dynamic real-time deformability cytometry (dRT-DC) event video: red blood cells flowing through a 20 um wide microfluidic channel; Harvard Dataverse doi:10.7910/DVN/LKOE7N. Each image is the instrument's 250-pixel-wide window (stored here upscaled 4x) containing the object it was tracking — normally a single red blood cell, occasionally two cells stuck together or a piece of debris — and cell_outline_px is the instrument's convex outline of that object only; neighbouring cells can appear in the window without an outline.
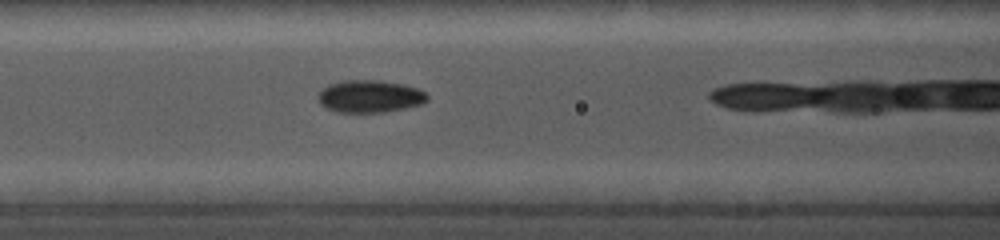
{"species": "common noctule bat (a hibernating species)", "species_latin": "Nyctalus noctula", "temperature_condition": "cold", "stored_images_in_passage": 21, "camera_frame_rate_fps": 5000, "um_per_image_px": 0.085, "animal": {"sex": "female", "body_mass_g": 19.0, "forearm_length_mm": 56.7}, "frame": {"image": 1, "passage_image": 5, "time_ms": 2.2, "image_size_px": [1000, 240], "cell_outline_px": [[428, 100], [424, 104], [384, 112], [340, 112], [328, 108], [320, 104], [320, 92], [328, 84], [348, 80], [376, 80], [400, 84], [416, 88], [424, 92], [428, 96]], "centroid_in_image_um": [31.47, 8.19], "position_along_channel_um": 135.1, "area_um2": 20.23}}
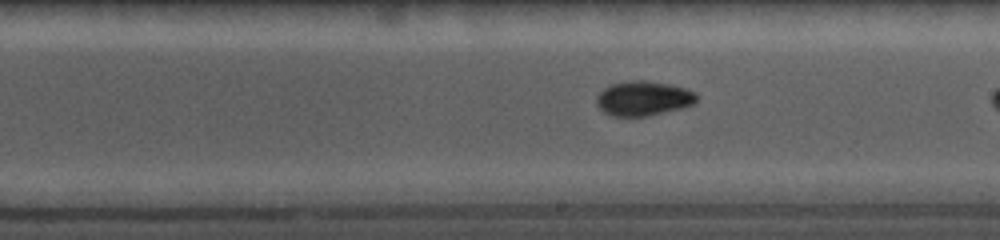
{"frame": {"image": 2, "passage_image": 10, "time_ms": 4.8, "image_size_px": [1000, 240], "cell_outline_px": [[696, 100], [692, 104], [680, 108], [648, 116], [612, 116], [604, 112], [596, 104], [596, 96], [604, 88], [612, 84], [632, 80], [644, 80], [668, 84], [688, 88], [696, 92]], "centroid_in_image_um": [54.67, 8.36], "position_along_channel_um": 234.3, "area_um2": 20.11}}
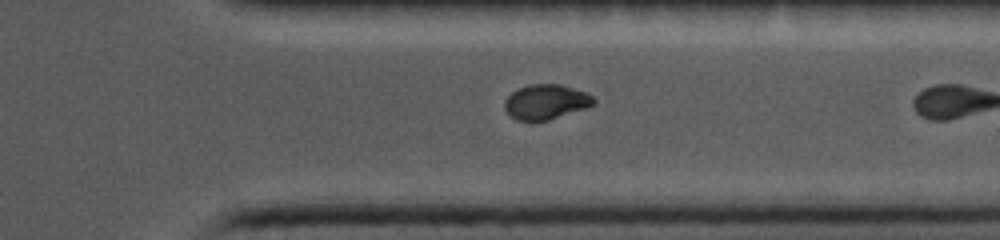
{"frame": {"image": 3, "passage_image": 16, "time_ms": 8.2, "image_size_px": [1000, 240], "cell_outline_px": [[596, 104], [548, 120], [532, 124], [516, 120], [504, 108], [504, 100], [512, 92], [520, 88], [532, 84], [560, 84], [588, 92], [596, 100]], "centroid_in_image_um": [46.4, 8.69], "position_along_channel_um": 365.0, "area_um2": 18.38}}